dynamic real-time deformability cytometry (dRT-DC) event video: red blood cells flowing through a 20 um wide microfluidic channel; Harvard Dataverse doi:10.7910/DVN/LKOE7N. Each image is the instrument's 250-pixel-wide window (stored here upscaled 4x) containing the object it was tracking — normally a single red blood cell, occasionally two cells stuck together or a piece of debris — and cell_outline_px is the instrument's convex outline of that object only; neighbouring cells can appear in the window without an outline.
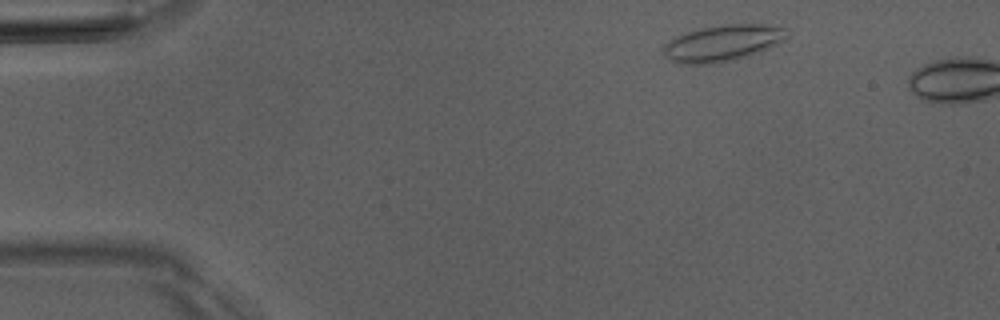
{"species": "Egyptian fruit bat (a non-hibernating species)", "species_latin": "Rousettus aegyptiacus", "temperature_condition": "room temperature", "stored_images_in_passage": 2, "camera_frame_rate_fps": 3000, "um_per_image_px": 0.085, "animal": {"sex": "male"}, "frame": {"image": 1, "passage_image": 1, "time_ms": 0.0, "image_size_px": [1000, 320], "cell_outline_px": [[788, 36], [784, 40], [776, 44], [756, 52], [732, 60], [708, 64], [684, 64], [672, 60], [664, 56], [664, 44], [672, 36], [700, 28], [720, 24], [760, 24], [784, 28]], "centroid_in_image_um": [61.35, 3.64], "position_along_channel_um": 23.7, "area_um2": 25.84}}